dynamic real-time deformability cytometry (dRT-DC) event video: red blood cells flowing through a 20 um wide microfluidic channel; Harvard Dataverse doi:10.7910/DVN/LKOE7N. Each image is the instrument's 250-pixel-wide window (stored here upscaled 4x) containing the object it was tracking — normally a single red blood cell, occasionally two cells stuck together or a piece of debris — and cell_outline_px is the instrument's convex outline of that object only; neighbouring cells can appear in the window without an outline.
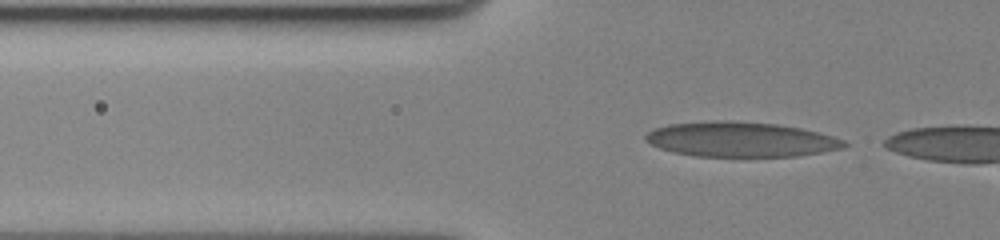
{"species": "human", "species_latin": "Homo sapiens", "temperature_condition": "cold", "stored_images_in_passage": 44, "camera_frame_rate_fps": 3000, "um_per_image_px": 0.085, "donor": {"sex": "female"}, "frame": {"image": 1, "passage_image": 11, "time_ms": 3.333, "image_size_px": [1000, 240], "cell_outline_px": [[848, 144], [840, 148], [820, 152], [796, 156], [696, 156], [672, 152], [660, 148], [644, 140], [644, 136], [652, 128], [668, 124], [712, 120], [728, 120], [776, 124], [800, 128], [832, 136], [844, 140]], "centroid_in_image_um": [62.88, 11.84], "position_along_channel_um": 62.9, "area_um2": 40.29}}
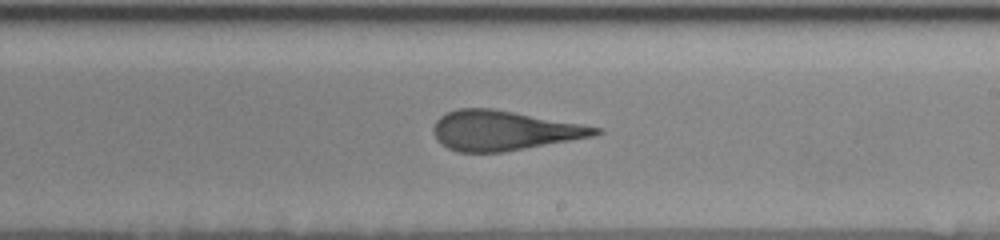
{"frame": {"image": 2, "passage_image": 28, "time_ms": 9.0, "image_size_px": [1000, 240], "cell_outline_px": [[604, 132], [592, 136], [524, 148], [500, 152], [456, 152], [440, 144], [436, 140], [432, 128], [436, 120], [440, 116], [448, 112], [460, 108], [492, 108], [604, 128]], "centroid_in_image_um": [42.78, 11.09], "position_along_channel_um": 246.2, "area_um2": 37.22}}
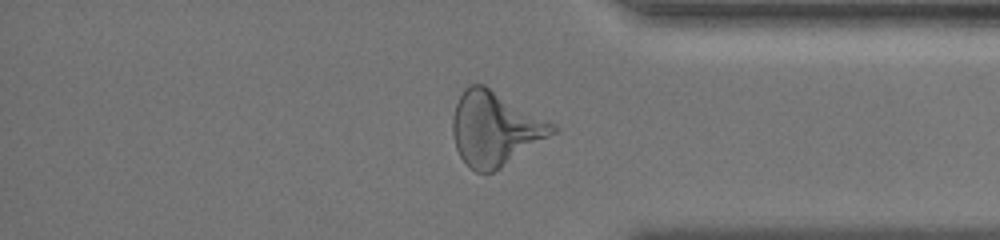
{"frame": {"image": 3, "passage_image": 41, "time_ms": 13.333, "image_size_px": [1000, 240], "cell_outline_px": [[560, 128], [556, 132], [500, 168], [492, 172], [476, 172], [460, 156], [456, 148], [452, 132], [452, 116], [456, 104], [464, 88], [468, 84], [484, 84]], "centroid_in_image_um": [42.04, 10.92], "position_along_channel_um": 393.2, "area_um2": 42.43}}